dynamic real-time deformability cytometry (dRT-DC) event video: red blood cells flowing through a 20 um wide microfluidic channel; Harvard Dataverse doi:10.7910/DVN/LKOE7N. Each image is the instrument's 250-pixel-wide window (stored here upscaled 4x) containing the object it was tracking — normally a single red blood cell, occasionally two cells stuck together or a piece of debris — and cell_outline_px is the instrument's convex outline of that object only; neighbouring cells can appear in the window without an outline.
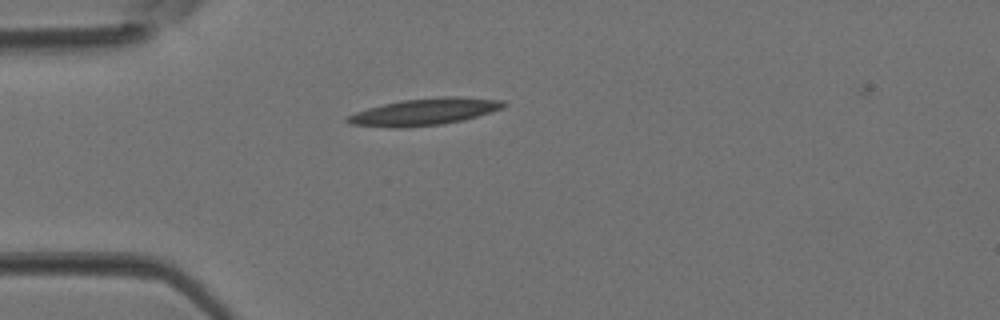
{"species": "Egyptian fruit bat (a non-hibernating species)", "species_latin": "Rousettus aegyptiacus", "temperature_condition": "room temperature", "stored_images_in_passage": 2, "camera_frame_rate_fps": 3000, "um_per_image_px": 0.085, "animal": {"sex": "female"}, "frame": {"image": 1, "passage_image": 2, "time_ms": 0.333, "image_size_px": [1000, 320], "cell_outline_px": [[508, 104], [492, 112], [464, 120], [440, 124], [408, 128], [392, 128], [348, 124], [344, 120], [348, 116], [356, 112], [368, 108], [400, 100], [444, 96], [456, 96], [504, 100]], "centroid_in_image_um": [36.07, 9.5], "position_along_channel_um": 48.9, "area_um2": 24.62}}